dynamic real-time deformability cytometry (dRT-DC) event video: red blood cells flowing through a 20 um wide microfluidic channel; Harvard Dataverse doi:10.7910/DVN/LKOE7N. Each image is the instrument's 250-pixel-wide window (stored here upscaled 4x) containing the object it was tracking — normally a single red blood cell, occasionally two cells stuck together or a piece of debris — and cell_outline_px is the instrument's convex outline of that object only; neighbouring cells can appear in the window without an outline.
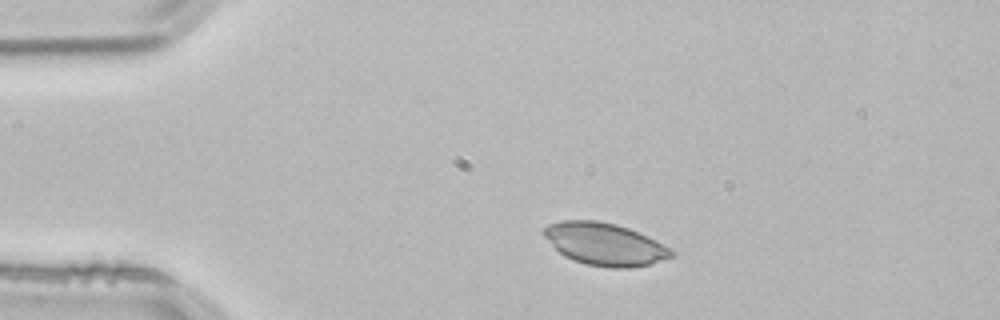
{"species": "common noctule bat (a hibernating species)", "species_latin": "Nyctalus noctula", "temperature_condition": "room temperature", "stored_images_in_passage": 43, "camera_frame_rate_fps": 3000, "um_per_image_px": 0.085, "animal": {"sex": "male", "body_mass_g": 21.5, "forearm_length_mm": 52.0}, "frame": {"image": 1, "passage_image": 1, "time_ms": 0.0, "image_size_px": [1000, 320], "cell_outline_px": [[676, 256], [648, 264], [632, 268], [608, 268], [584, 264], [572, 260], [564, 256], [540, 232], [548, 224], [560, 220], [596, 220], [616, 224], [628, 228], [676, 252]], "centroid_in_image_um": [51.35, 20.76], "position_along_channel_um": 33.6, "area_um2": 31.33}}
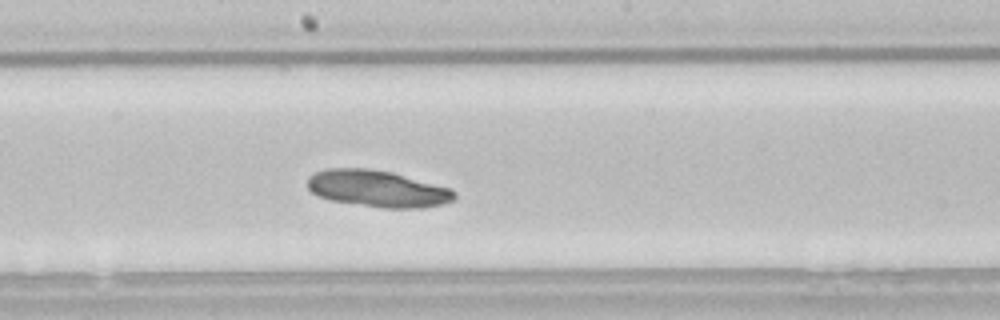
{"frame": {"image": 2, "passage_image": 19, "time_ms": 6.0, "image_size_px": [1000, 320], "cell_outline_px": [[456, 200], [440, 204], [420, 208], [384, 208], [328, 200], [312, 192], [308, 188], [308, 176], [316, 172], [328, 168], [368, 168], [392, 172], [452, 188], [456, 192]], "centroid_in_image_um": [32.11, 16.03], "position_along_channel_um": 216.1, "area_um2": 31.56}}
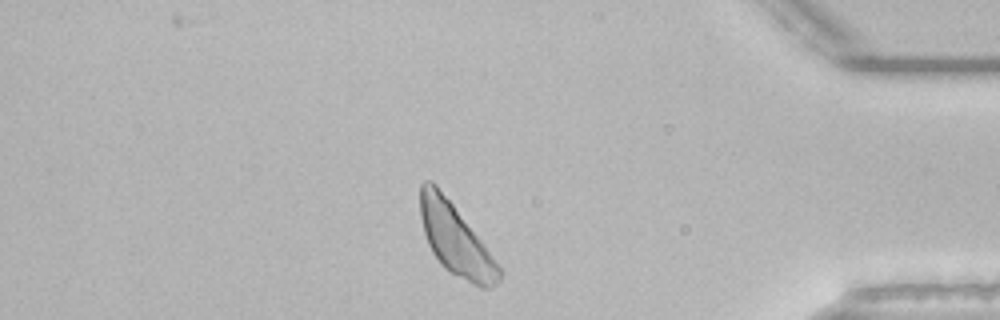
{"frame": {"image": 3, "passage_image": 36, "time_ms": 11.667, "image_size_px": [1000, 320], "cell_outline_px": [[504, 272], [500, 280], [496, 284], [488, 288], [480, 288], [448, 272], [440, 264], [432, 252], [428, 244], [424, 232], [420, 216], [420, 184], [424, 180], [432, 180], [436, 184], [452, 204], [480, 240]], "centroid_in_image_um": [38.7, 20.4], "position_along_channel_um": 396.5, "area_um2": 32.31}}